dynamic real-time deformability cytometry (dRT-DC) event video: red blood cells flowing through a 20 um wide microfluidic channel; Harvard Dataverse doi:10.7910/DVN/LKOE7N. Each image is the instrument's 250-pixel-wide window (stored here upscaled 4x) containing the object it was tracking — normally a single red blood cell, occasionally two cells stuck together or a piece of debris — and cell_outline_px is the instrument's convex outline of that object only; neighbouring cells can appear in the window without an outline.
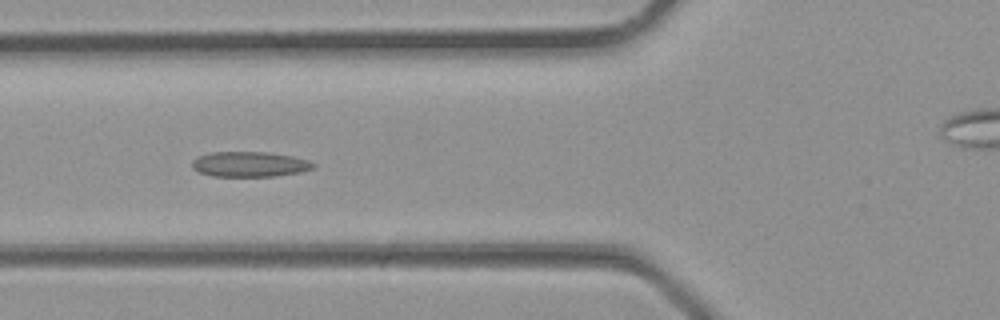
{"species": "common noctule bat (a hibernating species)", "species_latin": "Nyctalus noctula", "temperature_condition": "room temperature", "stored_images_in_passage": 34, "camera_frame_rate_fps": 3000, "um_per_image_px": 0.085, "animal": {"sex": "male", "body_mass_g": 23.1, "forearm_length_mm": 52.7}, "frame": {"image": 1, "passage_image": 12, "time_ms": 3.667, "image_size_px": [1000, 320], "cell_outline_px": [[316, 164], [312, 168], [300, 172], [272, 176], [212, 176], [200, 172], [192, 168], [192, 160], [200, 156], [212, 152], [268, 152], [292, 156], [308, 160]], "centroid_in_image_um": [21.21, 13.95], "position_along_channel_um": 104.6, "area_um2": 17.63}}
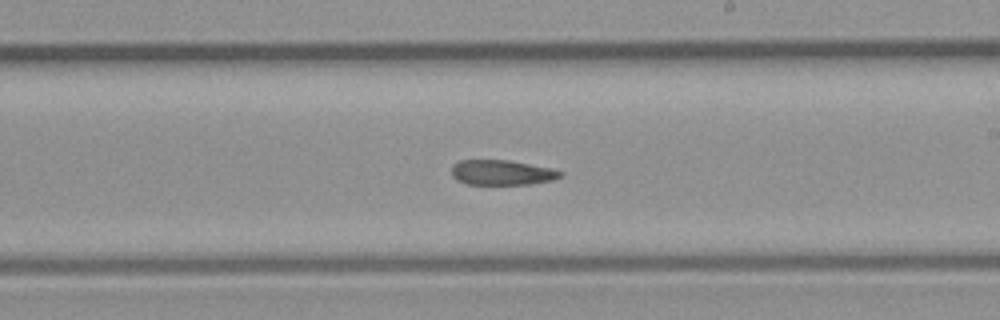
{"frame": {"image": 2, "passage_image": 19, "time_ms": 6.0, "image_size_px": [1000, 320], "cell_outline_px": [[564, 176], [552, 180], [532, 184], [468, 184], [456, 180], [452, 176], [452, 164], [460, 160], [508, 160], [552, 168], [564, 172]], "centroid_in_image_um": [42.68, 14.66], "position_along_channel_um": 246.3, "area_um2": 16.01}}
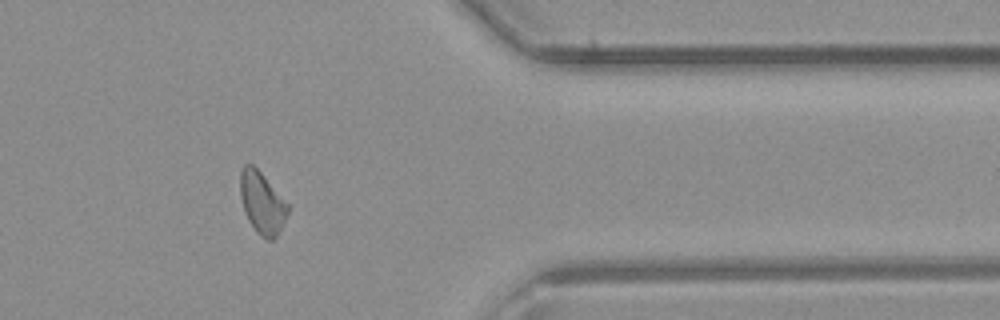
{"frame": {"image": 3, "passage_image": 27, "time_ms": 8.667, "image_size_px": [1000, 320], "cell_outline_px": [[288, 212], [280, 232], [272, 240], [268, 240], [260, 236], [256, 232], [248, 220], [244, 212], [240, 196], [240, 172], [244, 164], [252, 164], [260, 172], [288, 204]], "centroid_in_image_um": [22.25, 17.26], "position_along_channel_um": 389.1, "area_um2": 17.05}}